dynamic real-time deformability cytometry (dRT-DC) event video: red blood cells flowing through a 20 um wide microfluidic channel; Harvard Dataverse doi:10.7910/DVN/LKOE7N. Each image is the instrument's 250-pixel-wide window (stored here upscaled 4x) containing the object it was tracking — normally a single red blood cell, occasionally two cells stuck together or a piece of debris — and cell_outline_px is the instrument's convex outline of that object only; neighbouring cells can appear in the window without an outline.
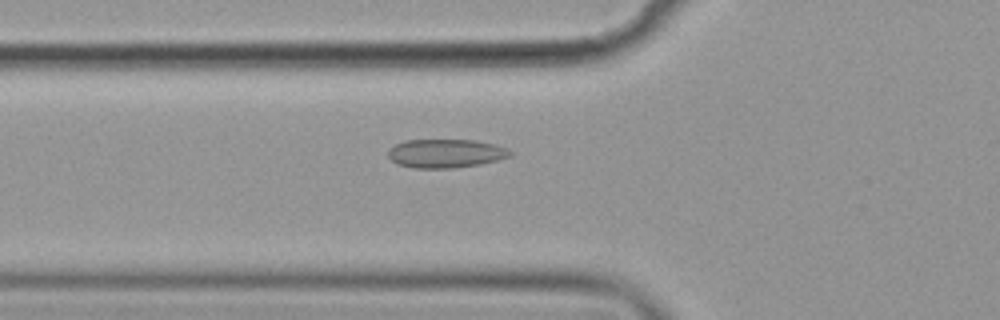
{"species": "common noctule bat (a hibernating species)", "species_latin": "Nyctalus noctula", "temperature_condition": "cold", "stored_images_in_passage": 57, "camera_frame_rate_fps": 3000, "um_per_image_px": 0.085, "animal": {"sex": "female", "body_mass_g": 19.9}, "frame": {"image": 1, "passage_image": 21, "time_ms": 6.667, "image_size_px": [1000, 320], "cell_outline_px": [[512, 156], [480, 164], [456, 168], [412, 168], [396, 164], [388, 156], [388, 148], [404, 140], [476, 140], [496, 144], [508, 148], [512, 152]], "centroid_in_image_um": [37.88, 13.04], "position_along_channel_um": 87.9, "area_um2": 20.63}}
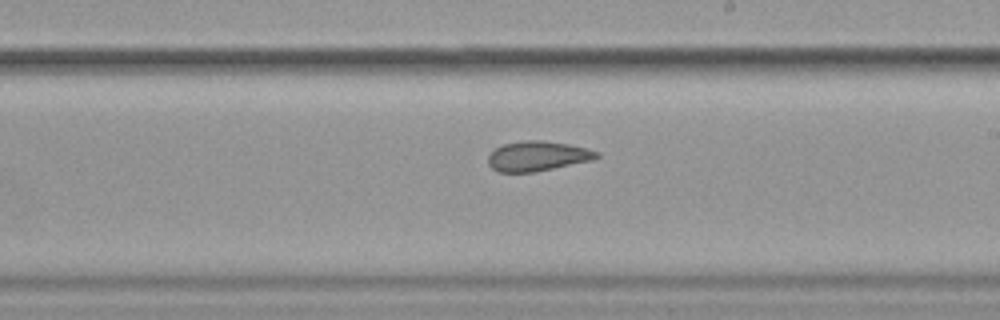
{"frame": {"image": 2, "passage_image": 34, "time_ms": 11.0, "image_size_px": [1000, 320], "cell_outline_px": [[600, 156], [592, 160], [532, 172], [500, 172], [492, 168], [488, 164], [488, 156], [496, 148], [504, 144], [524, 140], [544, 140], [568, 144], [588, 148], [600, 152]], "centroid_in_image_um": [45.71, 13.25], "position_along_channel_um": 243.3, "area_um2": 18.79}}
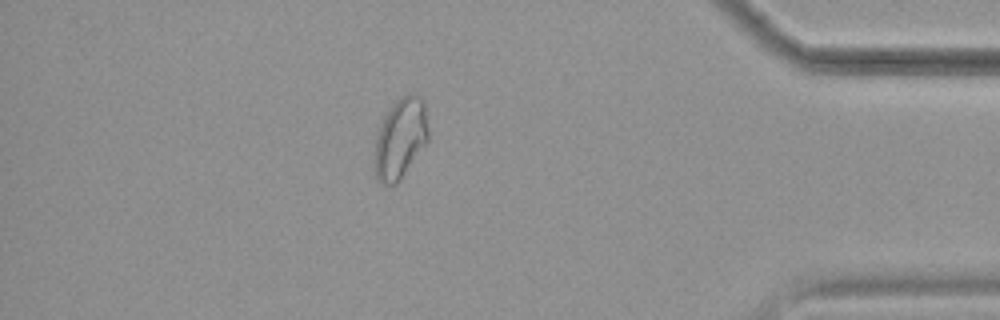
{"frame": {"image": 3, "passage_image": 50, "time_ms": 16.333, "image_size_px": [1000, 320], "cell_outline_px": [[428, 140], [400, 180], [396, 184], [380, 184], [376, 180], [376, 136], [384, 116], [396, 100], [400, 96], [408, 92], [416, 92], [424, 100], [428, 128]], "centroid_in_image_um": [34.06, 11.71], "position_along_channel_um": 401.1, "area_um2": 25.09}, "authors_computed_cell_mechanics": {"area_um2": 21.7328, "velocity_mm_per_s": 3.5781, "shape_relaxation_time_tau1_ms": null, "shape_relaxation_time_tau2_ms": 1.6852, "deformation_change_tau1": null, "deformation_change_tau2": 0.0773}}